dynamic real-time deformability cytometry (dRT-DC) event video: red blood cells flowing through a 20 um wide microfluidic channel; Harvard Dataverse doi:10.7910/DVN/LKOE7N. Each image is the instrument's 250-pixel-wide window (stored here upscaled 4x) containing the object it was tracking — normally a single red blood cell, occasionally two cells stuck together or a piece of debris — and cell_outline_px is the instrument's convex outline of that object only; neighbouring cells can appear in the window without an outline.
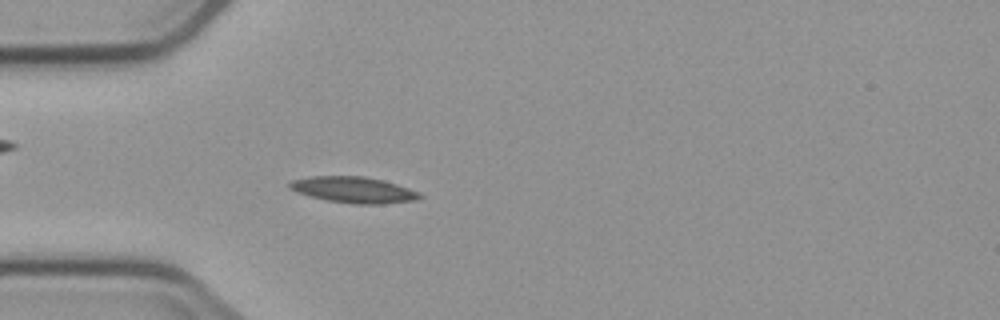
{"species": "common noctule bat (a hibernating species)", "species_latin": "Nyctalus noctula", "temperature_condition": "cold", "stored_images_in_passage": 4, "camera_frame_rate_fps": 3000, "um_per_image_px": 0.085, "animal": {"sex": "male", "body_mass_g": 23.1, "forearm_length_mm": 52.7}, "frame": {"image": 1, "passage_image": 4, "time_ms": 3.333, "image_size_px": [1000, 320], "cell_outline_px": [[424, 196], [416, 200], [384, 204], [352, 204], [328, 200], [308, 196], [296, 192], [288, 188], [288, 184], [292, 180], [312, 176], [364, 176], [396, 184], [420, 192]], "centroid_in_image_um": [30.05, 16.14], "position_along_channel_um": 55.0, "area_um2": 19.83}}